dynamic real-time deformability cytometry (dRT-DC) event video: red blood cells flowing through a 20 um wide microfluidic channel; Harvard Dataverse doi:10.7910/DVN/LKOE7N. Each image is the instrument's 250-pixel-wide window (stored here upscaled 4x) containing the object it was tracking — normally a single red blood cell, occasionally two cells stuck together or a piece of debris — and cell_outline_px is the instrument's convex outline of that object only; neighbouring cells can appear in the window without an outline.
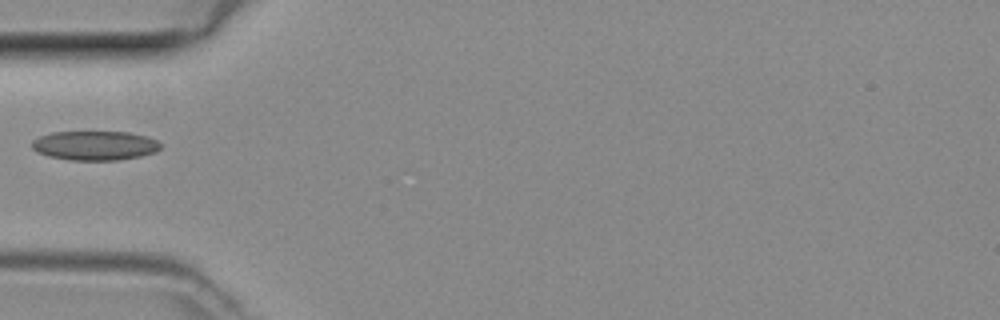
{"species": "common noctule bat (a hibernating species)", "species_latin": "Nyctalus noctula", "temperature_condition": "room temperature", "stored_images_in_passage": 33, "camera_frame_rate_fps": 3000, "um_per_image_px": 0.085, "animal": {"sex": "female", "body_mass_g": 29.2, "forearm_length_mm": 56.3}, "frame": {"image": 1, "passage_image": 1, "time_ms": 0.0, "image_size_px": [1000, 320], "cell_outline_px": [[160, 148], [156, 152], [140, 156], [116, 160], [68, 160], [48, 156], [36, 152], [32, 148], [32, 140], [40, 136], [52, 132], [128, 132], [148, 136], [156, 140], [160, 144]], "centroid_in_image_um": [8.05, 12.37], "position_along_channel_um": 77.0, "area_um2": 22.02}}
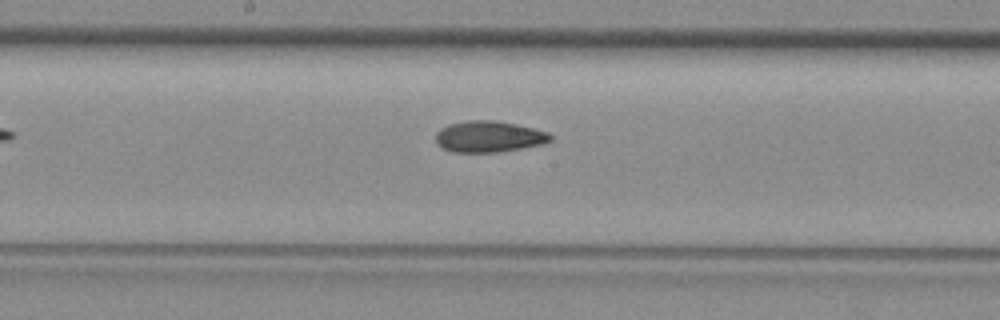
{"frame": {"image": 2, "passage_image": 10, "time_ms": 3.0, "image_size_px": [1000, 320], "cell_outline_px": [[552, 140], [540, 144], [520, 148], [496, 152], [452, 152], [436, 144], [436, 132], [440, 128], [448, 124], [468, 120], [492, 120], [516, 124], [548, 132], [552, 136]], "centroid_in_image_um": [41.51, 11.6], "position_along_channel_um": 206.7, "area_um2": 20.75}}
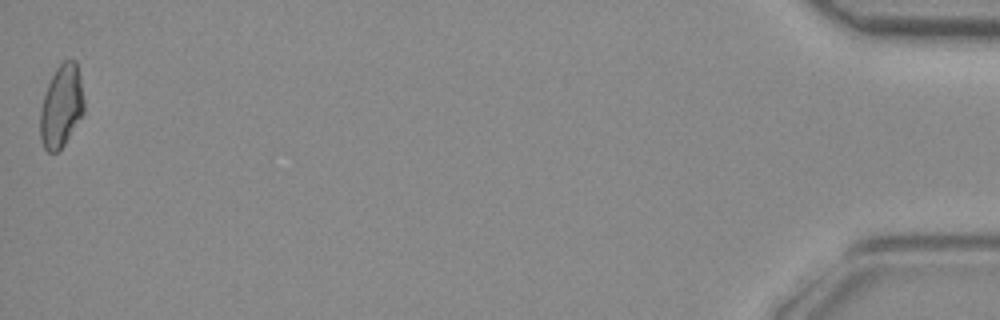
{"frame": {"image": 3, "passage_image": 33, "time_ms": 10.667, "image_size_px": [1000, 320], "cell_outline_px": [[84, 112], [64, 144], [56, 152], [48, 152], [44, 148], [40, 140], [40, 112], [44, 96], [48, 84], [56, 68], [64, 60], [76, 60], [84, 100]], "centroid_in_image_um": [5.21, 9.03], "position_along_channel_um": 430.0, "area_um2": 20.81}}